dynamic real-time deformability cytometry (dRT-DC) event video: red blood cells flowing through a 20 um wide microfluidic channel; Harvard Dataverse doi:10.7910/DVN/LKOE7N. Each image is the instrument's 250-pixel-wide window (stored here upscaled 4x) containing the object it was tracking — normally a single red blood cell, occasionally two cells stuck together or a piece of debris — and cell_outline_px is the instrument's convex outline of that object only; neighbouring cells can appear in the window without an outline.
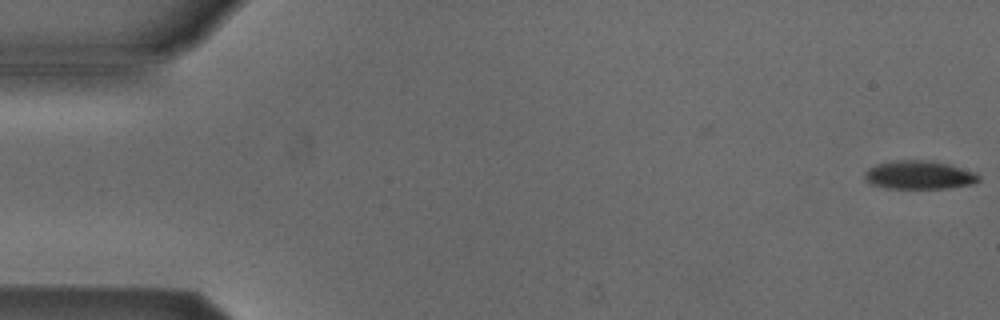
{"species": "Egyptian fruit bat (a non-hibernating species)", "species_latin": "Rousettus aegyptiacus", "temperature_condition": "cold", "stored_images_in_passage": 5, "camera_frame_rate_fps": 3000, "um_per_image_px": 0.085, "animal": {"sex": "male"}, "frame": {"image": 1, "passage_image": 1, "time_ms": 0.0, "image_size_px": [1000, 320], "cell_outline_px": [[980, 180], [976, 184], [948, 188], [884, 188], [872, 184], [864, 180], [864, 172], [868, 168], [876, 164], [896, 160], [932, 160], [948, 164], [976, 172], [980, 176]], "centroid_in_image_um": [78.14, 14.87], "position_along_channel_um": 6.9, "area_um2": 19.19}}
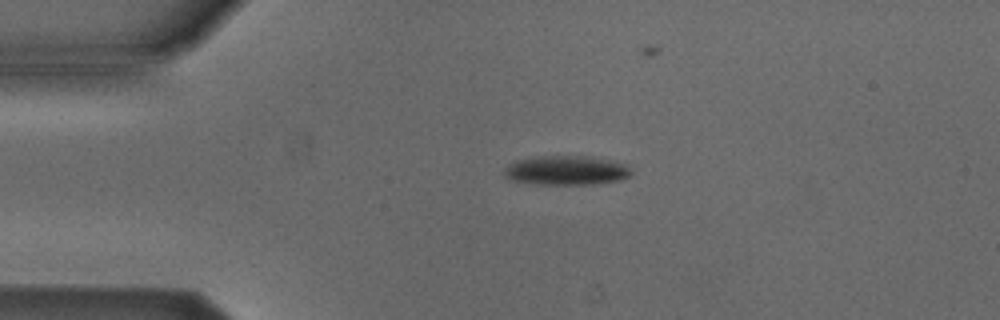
{"frame": {"image": 2, "passage_image": 4, "time_ms": 3.667, "image_size_px": [1000, 320], "cell_outline_px": [[632, 176], [620, 180], [592, 184], [536, 184], [508, 180], [504, 176], [504, 168], [508, 164], [516, 160], [532, 156], [584, 156], [608, 160], [628, 164], [632, 172]], "centroid_in_image_um": [48.11, 14.48], "position_along_channel_um": 36.9, "area_um2": 21.96}}